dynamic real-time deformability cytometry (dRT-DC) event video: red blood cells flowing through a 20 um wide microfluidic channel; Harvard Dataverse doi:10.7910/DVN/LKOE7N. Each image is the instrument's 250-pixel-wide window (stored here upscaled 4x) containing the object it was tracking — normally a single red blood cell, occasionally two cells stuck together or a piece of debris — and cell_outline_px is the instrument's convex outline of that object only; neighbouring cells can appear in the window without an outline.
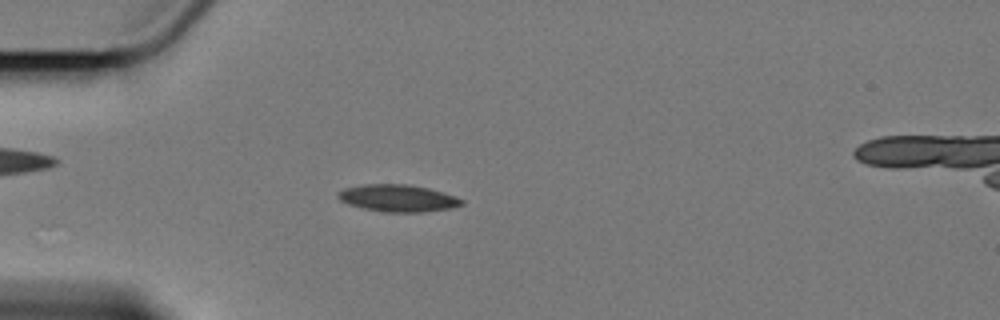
{"species": "Egyptian fruit bat (a non-hibernating species)", "species_latin": "Rousettus aegyptiacus", "temperature_condition": "cold", "stored_images_in_passage": 33, "camera_frame_rate_fps": 3000, "um_per_image_px": 0.085, "animal": {"sex": "female"}, "frame": {"image": 1, "passage_image": 1, "time_ms": 0.0, "image_size_px": [1000, 320], "cell_outline_px": [[464, 204], [452, 208], [424, 212], [384, 212], [364, 208], [348, 204], [340, 200], [336, 196], [336, 192], [344, 188], [364, 184], [408, 184], [428, 188], [456, 196], [464, 200]], "centroid_in_image_um": [33.82, 16.84], "position_along_channel_um": 51.2, "area_um2": 19.65}}
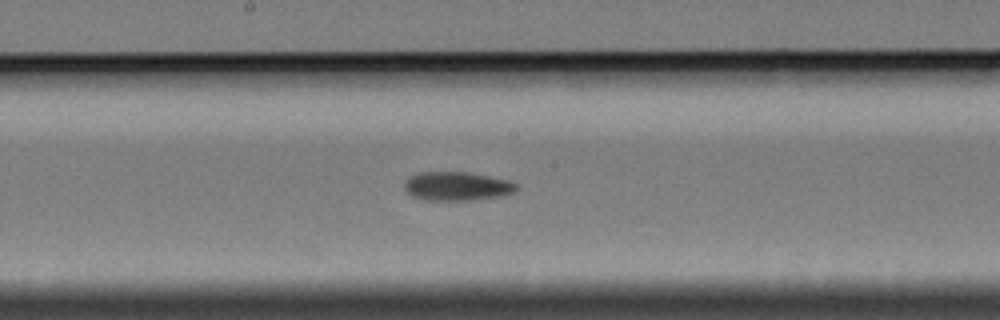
{"frame": {"image": 2, "passage_image": 16, "time_ms": 5.0, "image_size_px": [1000, 320], "cell_outline_px": [[520, 188], [516, 192], [504, 196], [468, 200], [424, 200], [412, 196], [404, 188], [404, 180], [408, 176], [420, 172], [464, 172], [488, 176], [508, 180], [516, 184]], "centroid_in_image_um": [38.84, 15.83], "position_along_channel_um": 209.4, "area_um2": 18.96}}
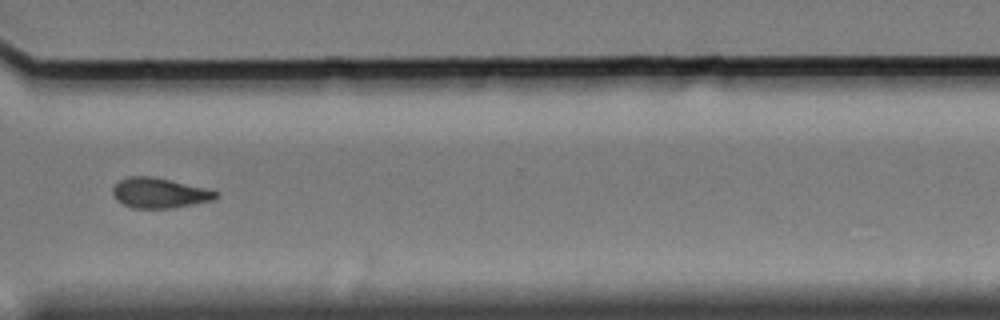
{"frame": {"image": 3, "passage_image": 29, "time_ms": 9.333, "image_size_px": [1000, 320], "cell_outline_px": [[220, 196], [216, 200], [172, 208], [132, 208], [116, 200], [112, 192], [112, 188], [120, 180], [128, 176], [152, 176], [204, 188], [220, 192]], "centroid_in_image_um": [13.57, 16.41], "position_along_channel_um": 357.0, "area_um2": 18.15}}